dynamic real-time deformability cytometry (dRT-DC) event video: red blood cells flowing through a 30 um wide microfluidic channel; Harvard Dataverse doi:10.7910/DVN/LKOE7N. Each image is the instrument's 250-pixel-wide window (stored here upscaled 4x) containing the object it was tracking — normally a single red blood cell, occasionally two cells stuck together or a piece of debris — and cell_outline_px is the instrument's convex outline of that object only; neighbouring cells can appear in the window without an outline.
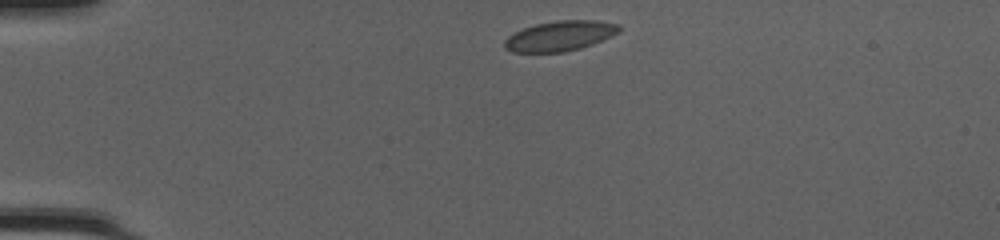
{"species": "common noctule bat (a hibernating species)", "species_latin": "Nyctalus noctula", "temperature_condition": "cold", "stored_images_in_passage": 40, "camera_frame_rate_fps": 3000, "um_per_image_px": 0.085, "animal": {"sex": "female", "body_mass_g": 20.0, "forearm_length_mm": 54.0}, "frame": {"image": 1, "passage_image": 1, "time_ms": 0.0, "image_size_px": [1000, 240], "cell_outline_px": [[620, 28], [616, 32], [592, 44], [580, 48], [564, 52], [512, 52], [504, 48], [504, 40], [508, 36], [524, 28], [536, 24], [556, 20], [592, 20], [620, 24]], "centroid_in_image_um": [47.54, 3.05], "position_along_channel_um": 37.5, "area_um2": 19.77}}
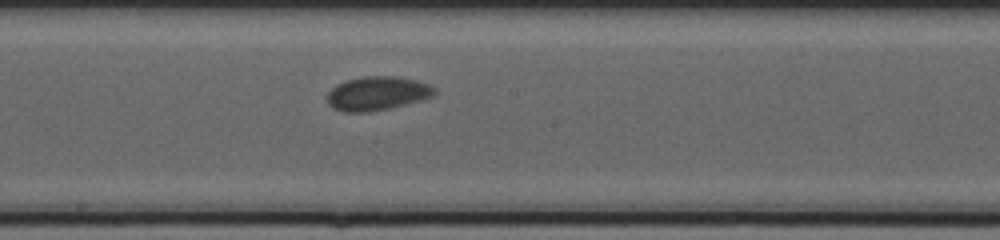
{"frame": {"image": 2, "passage_image": 18, "time_ms": 5.667, "image_size_px": [1000, 240], "cell_outline_px": [[436, 92], [432, 96], [420, 100], [388, 108], [368, 112], [344, 112], [332, 108], [328, 104], [328, 92], [336, 84], [348, 80], [364, 76], [392, 76], [416, 80], [428, 84], [436, 88]], "centroid_in_image_um": [32.04, 7.94], "position_along_channel_um": 216.2, "area_um2": 20.98}}
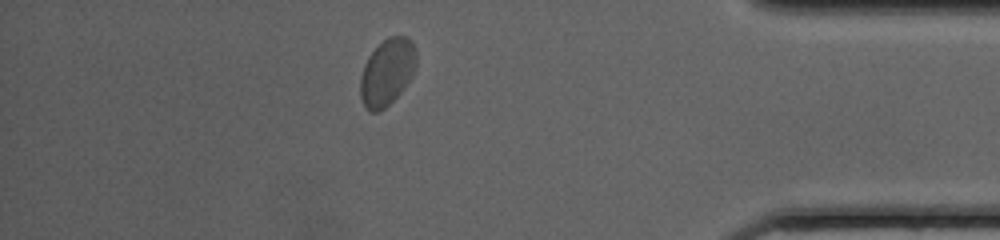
{"frame": {"image": 3, "passage_image": 34, "time_ms": 11.0, "image_size_px": [1000, 240], "cell_outline_px": [[416, 68], [412, 76], [404, 88], [380, 112], [368, 112], [360, 96], [360, 76], [364, 64], [368, 56], [388, 36], [408, 36], [416, 52]], "centroid_in_image_um": [32.9, 6.14], "position_along_channel_um": 402.3, "area_um2": 21.73}, "authors_computed_cell_mechanics": {"area_um2": 20.6057, "velocity_mm_per_s": 4.1006, "shape_relaxation_time_tau1_ms": 2.8071, "shape_relaxation_time_tau2_ms": null, "deformation_change_tau1": 0.0924, "deformation_change_tau2": null}}